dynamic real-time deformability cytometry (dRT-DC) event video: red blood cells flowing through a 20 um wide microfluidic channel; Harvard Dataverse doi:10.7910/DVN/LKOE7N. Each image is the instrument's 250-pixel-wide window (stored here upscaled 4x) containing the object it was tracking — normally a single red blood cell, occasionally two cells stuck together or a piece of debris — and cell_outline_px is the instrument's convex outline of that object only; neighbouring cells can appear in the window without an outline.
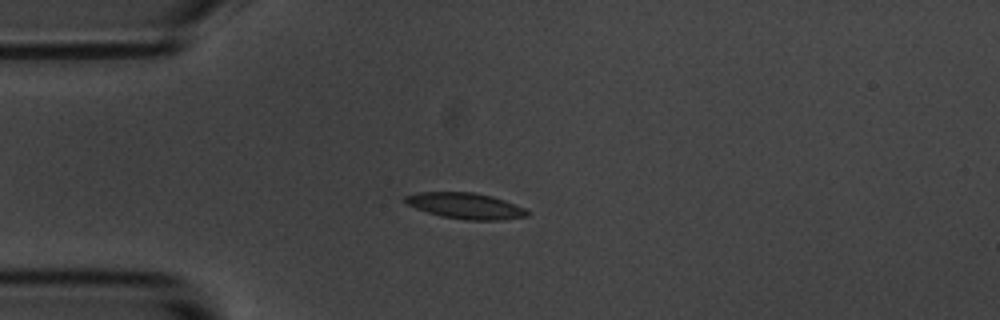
{"species": "common noctule bat (a hibernating species)", "species_latin": "Nyctalus noctula", "temperature_condition": "room temperature", "stored_images_in_passage": 5, "camera_frame_rate_fps": 3000, "um_per_image_px": 0.085, "animal": {"sex": "male", "body_mass_g": 20.1, "forearm_length_mm": 53.5}, "frame": {"image": 1, "passage_image": 4, "time_ms": 3.333, "image_size_px": [1000, 320], "cell_outline_px": [[528, 216], [500, 220], [464, 220], [440, 216], [404, 204], [404, 196], [420, 192], [472, 192], [492, 196], [528, 208]], "centroid_in_image_um": [39.58, 17.5], "position_along_channel_um": 45.4, "area_um2": 18.61}}
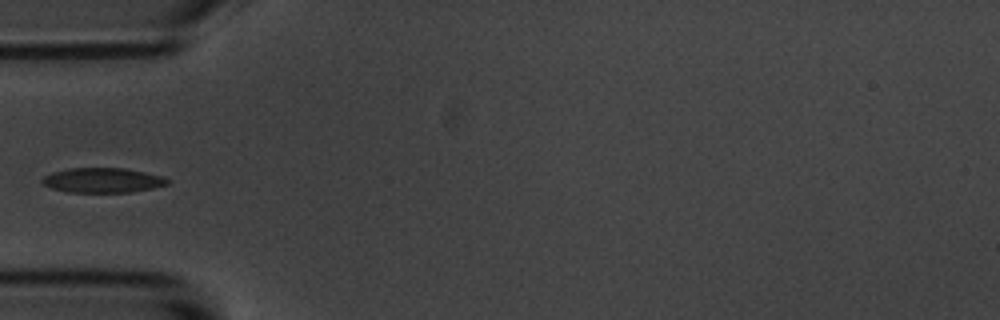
{"frame": {"image": 2, "passage_image": 5, "time_ms": 4.667, "image_size_px": [1000, 320], "cell_outline_px": [[168, 184], [152, 188], [132, 192], [68, 192], [52, 188], [44, 184], [40, 180], [44, 176], [52, 172], [68, 168], [124, 168], [144, 172], [160, 176], [168, 180]], "centroid_in_image_um": [8.68, 15.32], "position_along_channel_um": 76.3, "area_um2": 17.92}}